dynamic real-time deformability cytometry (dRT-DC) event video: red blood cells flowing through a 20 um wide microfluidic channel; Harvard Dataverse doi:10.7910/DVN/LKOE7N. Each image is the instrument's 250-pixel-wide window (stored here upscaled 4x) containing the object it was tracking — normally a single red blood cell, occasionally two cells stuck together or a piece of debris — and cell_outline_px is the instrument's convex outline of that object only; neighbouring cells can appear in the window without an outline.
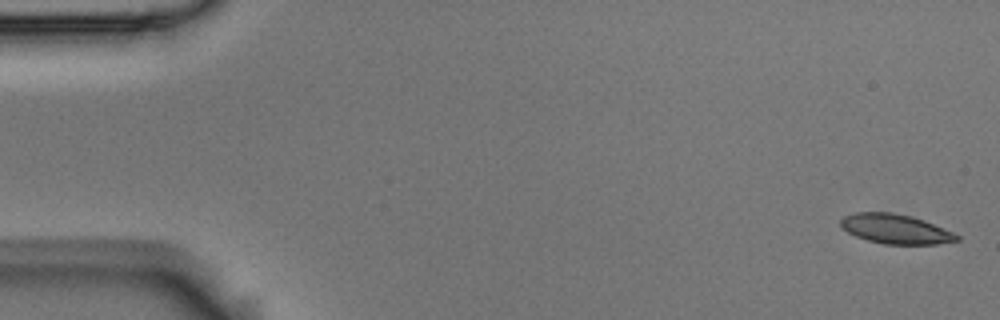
{"species": "Egyptian fruit bat (a non-hibernating species)", "species_latin": "Rousettus aegyptiacus", "temperature_condition": "room temperature", "stored_images_in_passage": 5, "camera_frame_rate_fps": 3000, "um_per_image_px": 0.085, "animal": {"sex": "male"}, "frame": {"image": 1, "passage_image": 1, "time_ms": 0.0, "image_size_px": [1000, 320], "cell_outline_px": [[960, 240], [936, 244], [884, 244], [868, 240], [856, 236], [848, 232], [840, 224], [840, 220], [844, 216], [856, 212], [892, 212], [912, 216], [924, 220], [952, 232], [960, 236]], "centroid_in_image_um": [76.12, 19.46], "position_along_channel_um": 8.9, "area_um2": 19.88}}
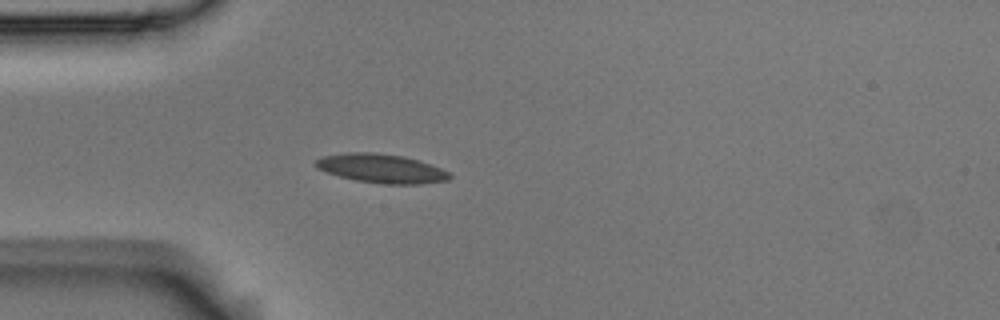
{"frame": {"image": 2, "passage_image": 5, "time_ms": 1.333, "image_size_px": [1000, 320], "cell_outline_px": [[452, 176], [448, 180], [420, 184], [380, 184], [356, 180], [340, 176], [316, 168], [312, 164], [320, 156], [344, 152], [376, 152], [404, 156], [440, 168], [448, 172]], "centroid_in_image_um": [32.35, 14.31], "position_along_channel_um": 52.6, "area_um2": 22.66}}